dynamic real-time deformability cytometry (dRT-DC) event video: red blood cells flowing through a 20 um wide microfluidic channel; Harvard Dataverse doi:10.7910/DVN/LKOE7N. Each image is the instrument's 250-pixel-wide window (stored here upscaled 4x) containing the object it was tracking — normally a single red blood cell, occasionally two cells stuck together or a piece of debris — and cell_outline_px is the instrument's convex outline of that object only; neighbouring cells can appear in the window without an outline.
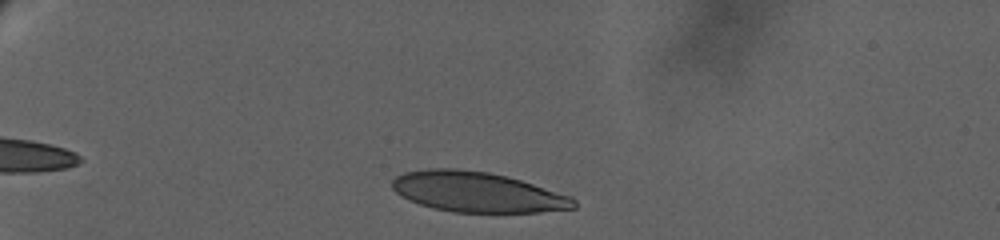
{"species": "human", "species_latin": "Homo sapiens", "temperature_condition": "warm", "stored_images_in_passage": 28, "camera_frame_rate_fps": 3000, "um_per_image_px": 0.085, "donor": {"sex": "female"}, "frame": {"image": 1, "passage_image": 4, "time_ms": 1.333, "image_size_px": [1000, 240], "cell_outline_px": [[576, 208], [540, 212], [452, 212], [432, 208], [408, 200], [400, 196], [392, 188], [392, 180], [396, 176], [404, 172], [428, 168], [456, 168], [488, 172], [508, 176], [572, 196], [576, 200]], "centroid_in_image_um": [40.56, 16.32], "position_along_channel_um": 44.4, "area_um2": 42.83}}
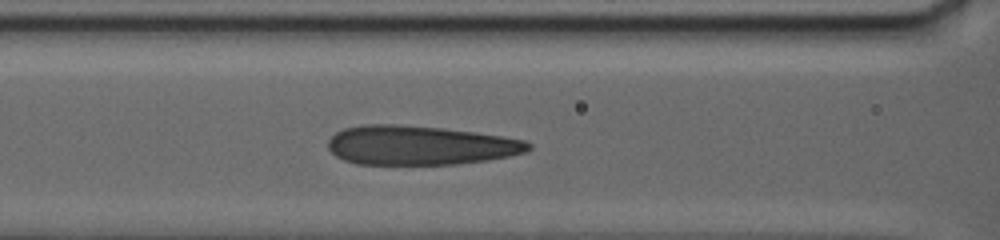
{"frame": {"image": 2, "passage_image": 20, "time_ms": 7.0, "image_size_px": [1000, 240], "cell_outline_px": [[532, 148], [528, 152], [512, 156], [488, 160], [456, 164], [356, 164], [344, 160], [336, 156], [328, 148], [328, 140], [336, 132], [344, 128], [360, 124], [400, 124], [444, 128], [504, 136], [524, 140], [532, 144]], "centroid_in_image_um": [35.72, 12.34], "position_along_channel_um": 130.9, "area_um2": 46.24}}
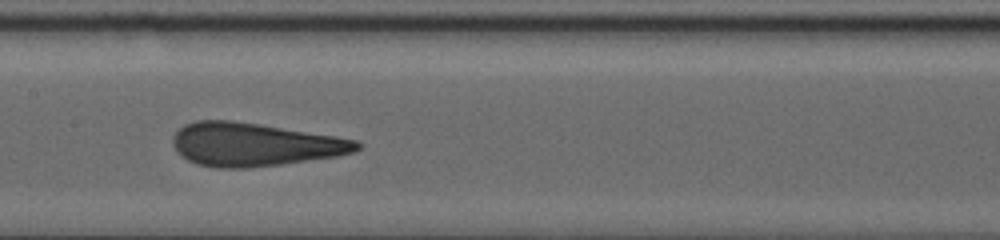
{"frame": {"image": 3, "passage_image": 27, "time_ms": 9.0, "image_size_px": [1000, 240], "cell_outline_px": [[364, 144], [356, 152], [336, 156], [280, 164], [244, 168], [216, 168], [196, 164], [188, 160], [172, 144], [172, 136], [184, 124], [196, 120], [232, 120], [260, 124], [336, 136], [360, 140]], "centroid_in_image_um": [21.65, 12.27], "position_along_channel_um": 185.7, "area_um2": 46.47}}